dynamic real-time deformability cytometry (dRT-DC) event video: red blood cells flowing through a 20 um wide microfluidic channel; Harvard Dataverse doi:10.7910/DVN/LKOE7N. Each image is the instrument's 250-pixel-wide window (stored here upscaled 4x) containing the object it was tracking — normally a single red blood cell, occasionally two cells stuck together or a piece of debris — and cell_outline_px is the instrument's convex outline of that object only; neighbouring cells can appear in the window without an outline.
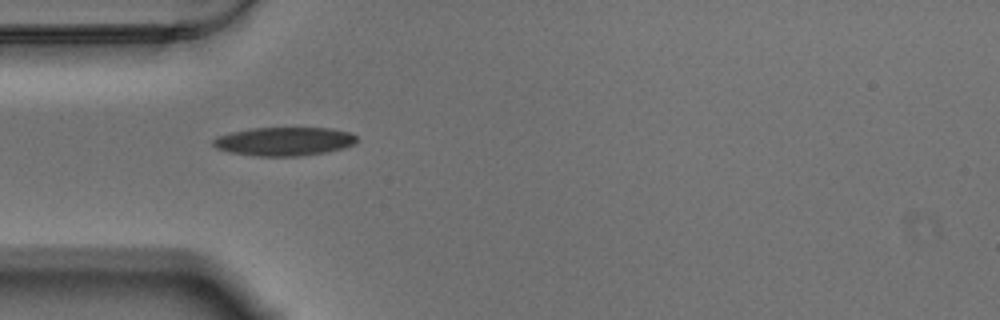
{"species": "Egyptian fruit bat (a non-hibernating species)", "species_latin": "Rousettus aegyptiacus", "temperature_condition": "warm", "stored_images_in_passage": 42, "camera_frame_rate_fps": 3000, "um_per_image_px": 0.085, "animal": {"sex": "male"}, "frame": {"image": 1, "passage_image": 1, "time_ms": 0.0, "image_size_px": [1000, 320], "cell_outline_px": [[356, 140], [352, 144], [340, 148], [324, 152], [300, 156], [256, 156], [228, 152], [216, 148], [212, 144], [212, 140], [216, 136], [232, 132], [252, 128], [332, 128], [348, 132], [356, 136]], "centroid_in_image_um": [24.08, 12.01], "position_along_channel_um": 60.9, "area_um2": 23.76}}
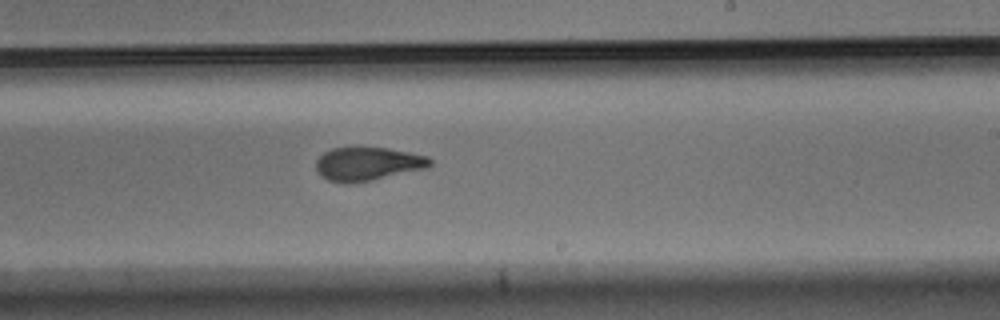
{"frame": {"image": 2, "passage_image": 18, "time_ms": 5.667, "image_size_px": [1000, 320], "cell_outline_px": [[432, 164], [428, 168], [352, 184], [344, 184], [328, 180], [320, 176], [316, 172], [316, 160], [324, 152], [332, 148], [352, 144], [356, 144], [388, 148], [428, 156], [432, 160]], "centroid_in_image_um": [31.21, 13.89], "position_along_channel_um": 257.8, "area_um2": 23.24}}
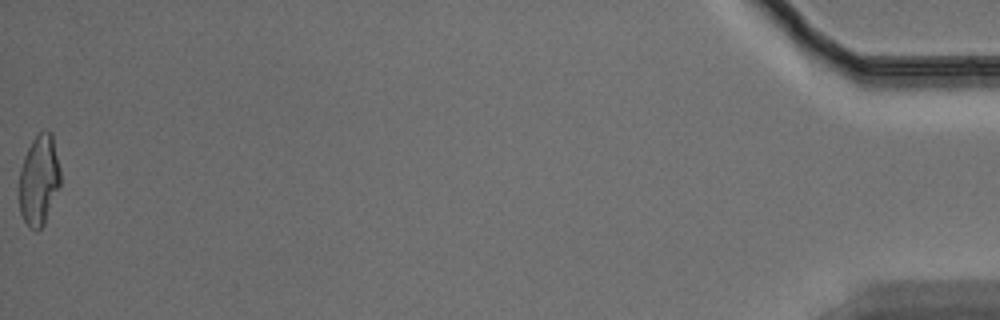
{"frame": {"image": 3, "passage_image": 42, "time_ms": 13.667, "image_size_px": [1000, 320], "cell_outline_px": [[60, 184], [44, 224], [36, 232], [28, 228], [20, 212], [20, 168], [24, 156], [32, 140], [40, 132], [52, 132], [60, 168]], "centroid_in_image_um": [3.31, 15.33], "position_along_channel_um": 431.9, "area_um2": 21.56}, "authors_computed_cell_mechanics": {"area_um2": 22.6287, "velocity_mm_per_s": 3.4735, "shape_relaxation_time_tau1_ms": 7.1051, "shape_relaxation_time_tau2_ms": 2.1894, "deformation_change_tau1": 0.2267, "deformation_change_tau2": 0.0851}}